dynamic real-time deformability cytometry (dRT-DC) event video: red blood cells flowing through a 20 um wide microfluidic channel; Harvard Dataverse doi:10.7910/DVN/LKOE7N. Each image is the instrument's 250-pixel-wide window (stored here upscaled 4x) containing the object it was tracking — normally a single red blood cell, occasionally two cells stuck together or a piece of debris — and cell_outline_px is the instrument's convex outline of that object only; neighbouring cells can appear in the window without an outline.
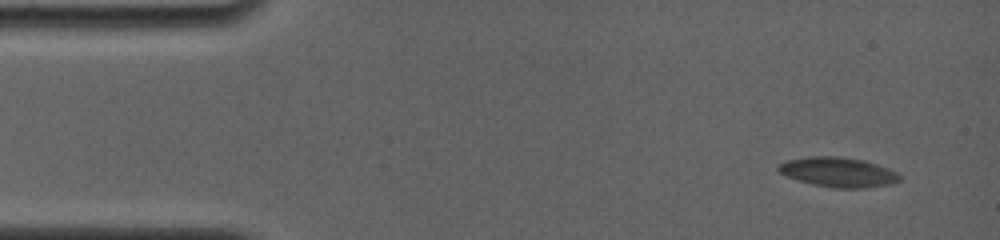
{"species": "common noctule bat (a hibernating species)", "species_latin": "Nyctalus noctula", "temperature_condition": "room temperature", "stored_images_in_passage": 4, "camera_frame_rate_fps": 4000, "um_per_image_px": 0.085, "animal": {"sex": "female", "body_mass_g": 19.0, "forearm_length_mm": 56.7}, "frame": {"image": 1, "passage_image": 1, "time_ms": 0.0, "image_size_px": [1000, 240], "cell_outline_px": [[900, 180], [892, 184], [864, 188], [832, 188], [812, 184], [796, 180], [780, 172], [776, 168], [776, 164], [788, 160], [808, 156], [836, 156], [864, 160], [888, 168], [896, 172], [900, 176]], "centroid_in_image_um": [71.22, 14.63], "position_along_channel_um": 13.8, "area_um2": 21.1}}
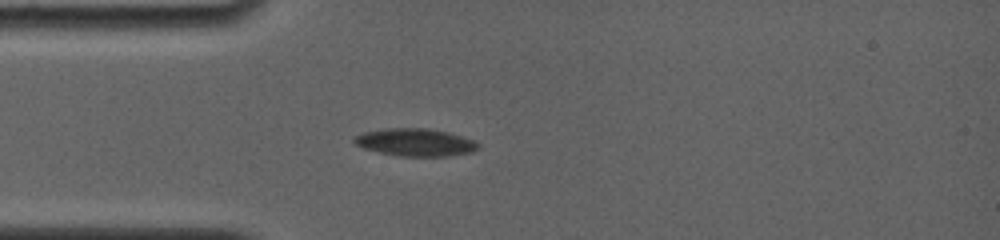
{"frame": {"image": 2, "passage_image": 4, "time_ms": 3.5, "image_size_px": [1000, 240], "cell_outline_px": [[480, 148], [472, 152], [448, 156], [400, 156], [380, 152], [364, 148], [356, 144], [352, 140], [352, 136], [364, 132], [384, 128], [428, 128], [448, 132], [476, 140], [480, 144]], "centroid_in_image_um": [35.33, 12.09], "position_along_channel_um": 49.7, "area_um2": 20.11}}